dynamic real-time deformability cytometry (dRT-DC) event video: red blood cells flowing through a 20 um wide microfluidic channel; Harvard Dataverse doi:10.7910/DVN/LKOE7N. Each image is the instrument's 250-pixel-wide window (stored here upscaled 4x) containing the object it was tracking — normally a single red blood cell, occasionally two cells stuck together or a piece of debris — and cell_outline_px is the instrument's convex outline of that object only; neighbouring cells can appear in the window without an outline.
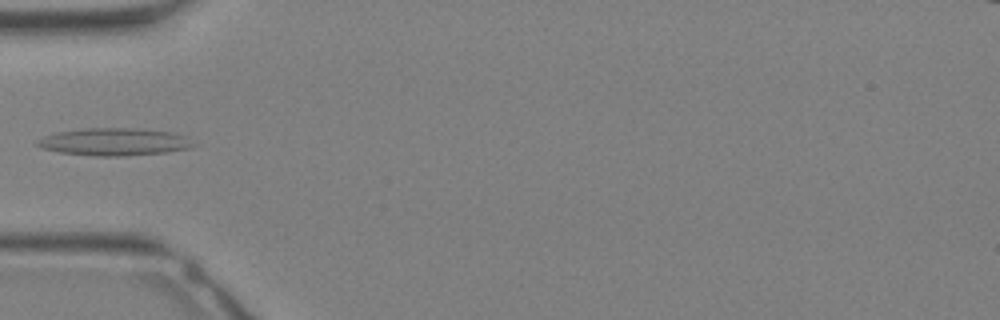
{"species": "Egyptian fruit bat (a non-hibernating species)", "species_latin": "Rousettus aegyptiacus", "temperature_condition": "warm", "stored_images_in_passage": 15, "camera_frame_rate_fps": 3000, "um_per_image_px": 0.085, "animal": {"sex": "female"}, "frame": {"image": 1, "passage_image": 4, "time_ms": 1.0, "image_size_px": [1000, 320], "cell_outline_px": [[196, 144], [192, 148], [168, 152], [124, 156], [96, 156], [60, 152], [40, 148], [36, 144], [36, 140], [44, 136], [60, 132], [88, 128], [136, 128], [168, 132], [184, 136]], "centroid_in_image_um": [9.72, 12.07], "position_along_channel_um": 75.3, "area_um2": 24.85}}
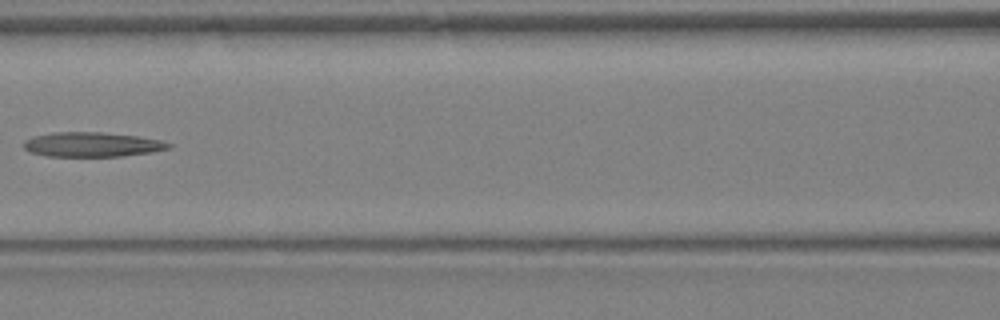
{"frame": {"image": 2, "passage_image": 8, "time_ms": 2.333, "image_size_px": [1000, 320], "cell_outline_px": [[172, 148], [152, 152], [120, 156], [48, 156], [32, 152], [24, 148], [24, 140], [32, 136], [56, 132], [100, 132], [136, 136], [160, 140], [172, 144]], "centroid_in_image_um": [7.84, 12.28], "position_along_channel_um": 158.8, "area_um2": 20.63}}
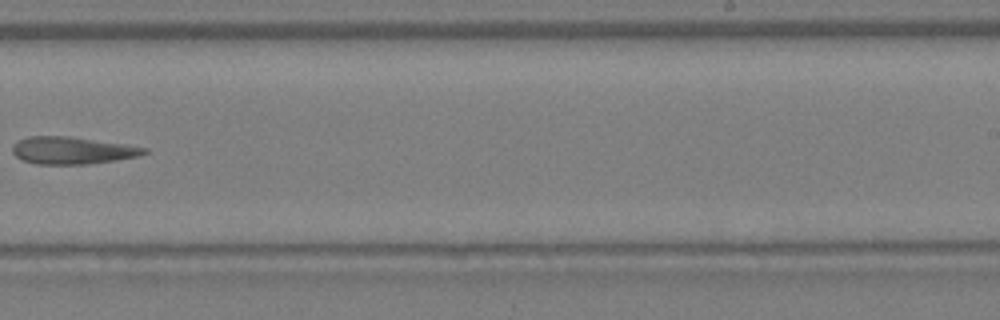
{"frame": {"image": 3, "passage_image": 14, "time_ms": 4.333, "image_size_px": [1000, 320], "cell_outline_px": [[148, 152], [140, 156], [116, 160], [88, 164], [36, 164], [20, 160], [12, 152], [12, 144], [28, 136], [68, 136], [124, 144], [148, 148]], "centroid_in_image_um": [6.12, 12.79], "position_along_channel_um": 282.9, "area_um2": 20.98}}